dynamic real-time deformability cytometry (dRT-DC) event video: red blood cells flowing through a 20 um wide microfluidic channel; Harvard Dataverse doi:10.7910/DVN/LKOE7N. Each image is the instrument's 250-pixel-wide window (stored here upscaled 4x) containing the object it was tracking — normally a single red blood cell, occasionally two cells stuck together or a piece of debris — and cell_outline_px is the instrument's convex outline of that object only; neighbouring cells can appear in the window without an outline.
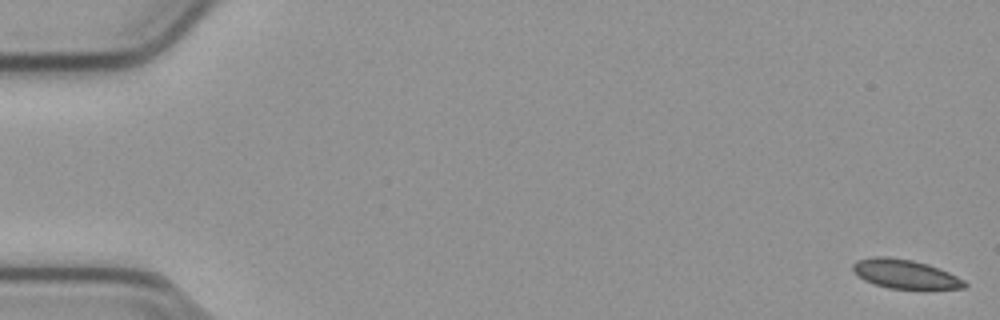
{"species": "common noctule bat (a hibernating species)", "species_latin": "Nyctalus noctula", "temperature_condition": "cold", "stored_images_in_passage": 13, "camera_frame_rate_fps": 3000, "um_per_image_px": 0.085, "animal": {"sex": "male", "body_mass_g": 23.1, "forearm_length_mm": 52.7}, "frame": {"image": 1, "passage_image": 1, "time_ms": 0.0, "image_size_px": [1000, 320], "cell_outline_px": [[968, 284], [964, 288], [924, 292], [888, 288], [872, 284], [864, 280], [852, 268], [852, 264], [856, 260], [872, 256], [888, 256], [912, 260], [928, 264], [948, 272], [964, 280]], "centroid_in_image_um": [76.99, 23.34], "position_along_channel_um": 8.0, "area_um2": 19.83}}